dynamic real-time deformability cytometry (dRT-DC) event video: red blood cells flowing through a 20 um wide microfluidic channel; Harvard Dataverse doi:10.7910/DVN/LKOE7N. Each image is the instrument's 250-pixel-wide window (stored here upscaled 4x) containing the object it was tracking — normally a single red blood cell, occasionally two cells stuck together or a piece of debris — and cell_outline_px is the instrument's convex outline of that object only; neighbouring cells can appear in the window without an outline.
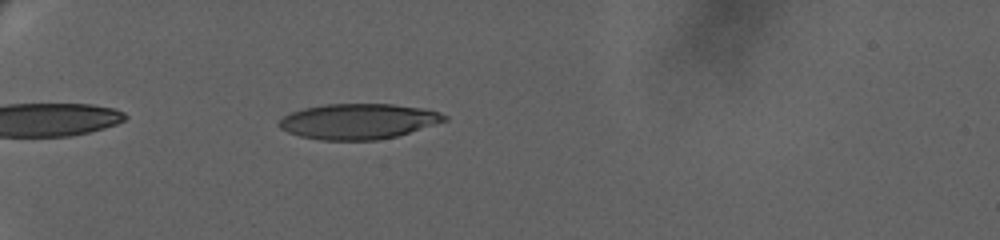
{"species": "human", "species_latin": "Homo sapiens", "temperature_condition": "warm", "stored_images_in_passage": 55, "camera_frame_rate_fps": 3000, "um_per_image_px": 0.085, "donor": {"sex": "female"}, "frame": {"image": 1, "passage_image": 40, "time_ms": 8.0, "image_size_px": [1000, 240], "cell_outline_px": [[448, 120], [396, 136], [376, 140], [320, 140], [300, 136], [288, 132], [280, 128], [280, 120], [284, 116], [292, 112], [304, 108], [324, 104], [392, 104], [420, 108], [440, 112], [448, 116]], "centroid_in_image_um": [30.46, 10.31], "position_along_channel_um": 54.5, "area_um2": 33.87}}
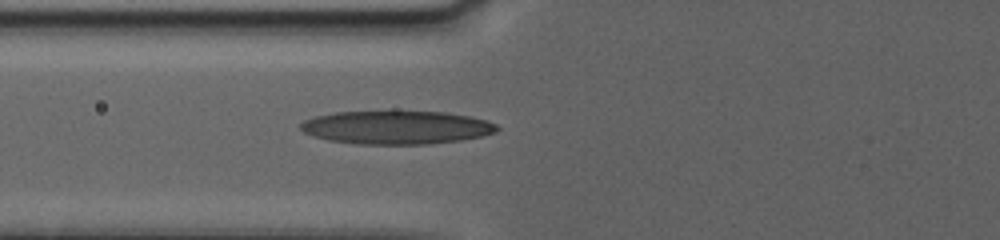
{"frame": {"image": 2, "passage_image": 52, "time_ms": 10.333, "image_size_px": [1000, 240], "cell_outline_px": [[500, 128], [496, 132], [480, 136], [460, 140], [428, 144], [356, 144], [328, 140], [312, 136], [304, 132], [300, 128], [300, 124], [304, 120], [316, 116], [336, 112], [396, 108], [444, 112], [468, 116], [484, 120], [496, 124]], "centroid_in_image_um": [33.66, 10.78], "position_along_channel_um": 92.1, "area_um2": 39.42}}